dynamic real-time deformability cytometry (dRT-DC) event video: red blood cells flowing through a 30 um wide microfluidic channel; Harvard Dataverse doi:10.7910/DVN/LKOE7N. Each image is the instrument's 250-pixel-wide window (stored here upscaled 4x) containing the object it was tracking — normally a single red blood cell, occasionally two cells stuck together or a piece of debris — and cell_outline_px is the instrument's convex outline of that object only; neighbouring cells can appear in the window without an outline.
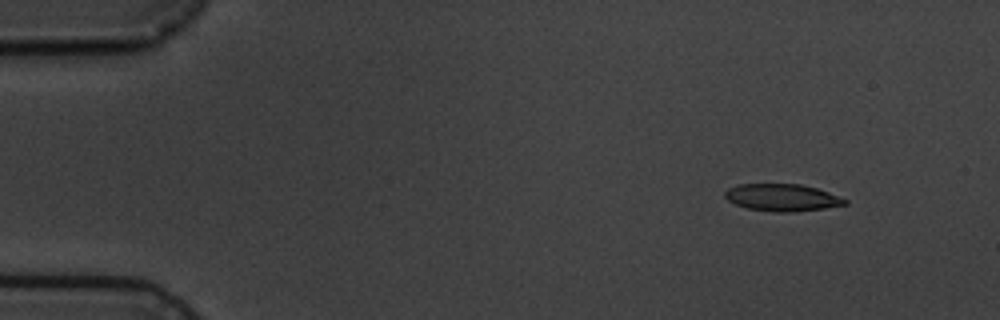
{"species": "common noctule bat (a hibernating species)", "species_latin": "Nyctalus noctula", "temperature_condition": "cold", "stored_images_in_passage": 15, "camera_frame_rate_fps": 3000, "um_per_image_px": 0.085, "animal": {"sex": "male", "body_mass_g": 19.5, "forearm_length_mm": 54.6}, "frame": {"image": 1, "passage_image": 2, "time_ms": 1.333, "image_size_px": [1000, 320], "cell_outline_px": [[848, 204], [824, 208], [792, 212], [776, 212], [748, 208], [736, 204], [728, 200], [724, 196], [724, 192], [728, 188], [736, 184], [800, 184], [816, 188], [828, 192], [848, 200]], "centroid_in_image_um": [66.47, 16.78], "position_along_channel_um": 18.5, "area_um2": 18.9}}
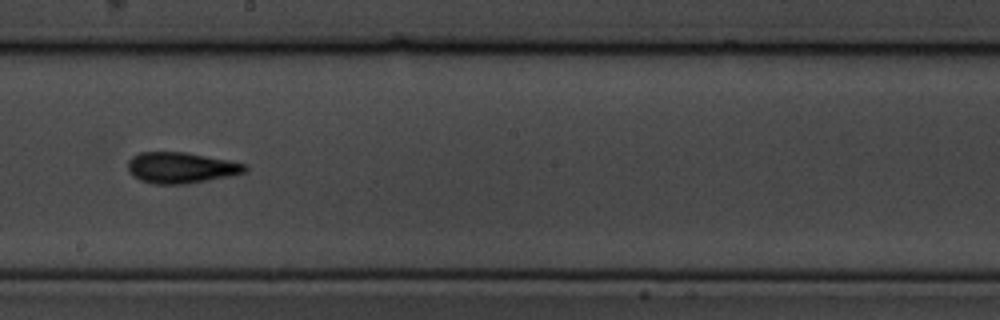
{"frame": {"image": 2, "passage_image": 9, "time_ms": 10.0, "image_size_px": [1000, 320], "cell_outline_px": [[248, 168], [244, 172], [228, 176], [188, 184], [152, 184], [140, 180], [132, 176], [128, 172], [128, 160], [132, 156], [140, 152], [188, 152], [248, 164]], "centroid_in_image_um": [15.36, 14.25], "position_along_channel_um": 232.8, "area_um2": 21.33}}
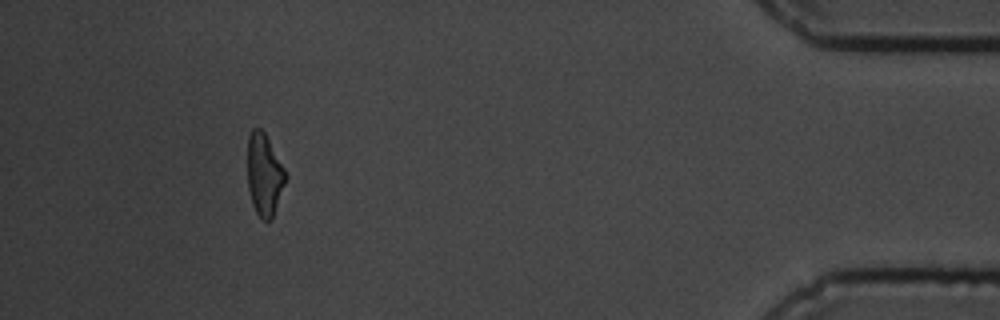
{"frame": {"image": 3, "passage_image": 14, "time_ms": 16.667, "image_size_px": [1000, 320], "cell_outline_px": [[288, 176], [272, 220], [260, 220], [252, 204], [248, 188], [248, 136], [252, 128], [260, 128], [264, 132], [284, 168]], "centroid_in_image_um": [22.47, 14.88], "position_along_channel_um": 412.7, "area_um2": 18.26}, "authors_computed_cell_mechanics": {"area_um2": 19.5364, "velocity_mm_per_s": 3.5798, "shape_relaxation_time_tau1_ms": 4.7685, "shape_relaxation_time_tau2_ms": 4.5265, "deformation_change_tau1": 0.1809, "deformation_change_tau2": 0.1345}}